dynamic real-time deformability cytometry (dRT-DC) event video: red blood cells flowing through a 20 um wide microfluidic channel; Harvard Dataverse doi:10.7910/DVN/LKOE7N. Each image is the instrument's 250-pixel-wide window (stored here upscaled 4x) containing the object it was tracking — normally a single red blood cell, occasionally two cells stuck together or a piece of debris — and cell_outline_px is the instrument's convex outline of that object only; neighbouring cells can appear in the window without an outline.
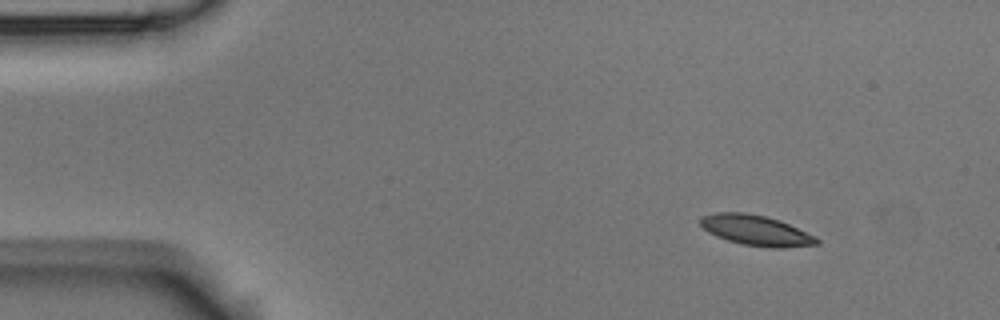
{"species": "Egyptian fruit bat (a non-hibernating species)", "species_latin": "Rousettus aegyptiacus", "temperature_condition": "room temperature", "stored_images_in_passage": 4, "camera_frame_rate_fps": 3000, "um_per_image_px": 0.085, "animal": {"sex": "male"}, "frame": {"image": 1, "passage_image": 1, "time_ms": 0.0, "image_size_px": [1000, 320], "cell_outline_px": [[820, 244], [784, 248], [772, 248], [740, 244], [716, 236], [708, 232], [700, 224], [700, 216], [716, 212], [744, 212], [764, 216], [780, 220], [816, 236], [820, 240]], "centroid_in_image_um": [64.28, 19.58], "position_along_channel_um": 20.7, "area_um2": 20.75}}
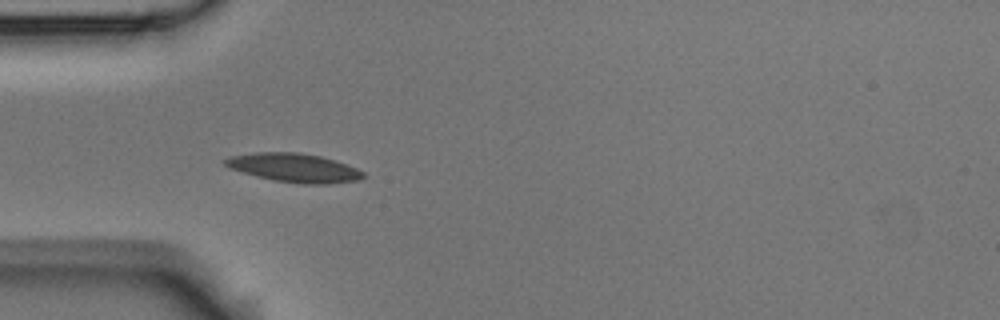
{"frame": {"image": 2, "passage_image": 4, "time_ms": 1.0, "image_size_px": [1000, 320], "cell_outline_px": [[364, 176], [360, 180], [328, 184], [300, 184], [272, 180], [256, 176], [228, 168], [220, 160], [232, 156], [256, 152], [300, 152], [320, 156], [336, 160], [356, 168], [364, 172]], "centroid_in_image_um": [24.98, 14.26], "position_along_channel_um": 60.0, "area_um2": 23.35}}